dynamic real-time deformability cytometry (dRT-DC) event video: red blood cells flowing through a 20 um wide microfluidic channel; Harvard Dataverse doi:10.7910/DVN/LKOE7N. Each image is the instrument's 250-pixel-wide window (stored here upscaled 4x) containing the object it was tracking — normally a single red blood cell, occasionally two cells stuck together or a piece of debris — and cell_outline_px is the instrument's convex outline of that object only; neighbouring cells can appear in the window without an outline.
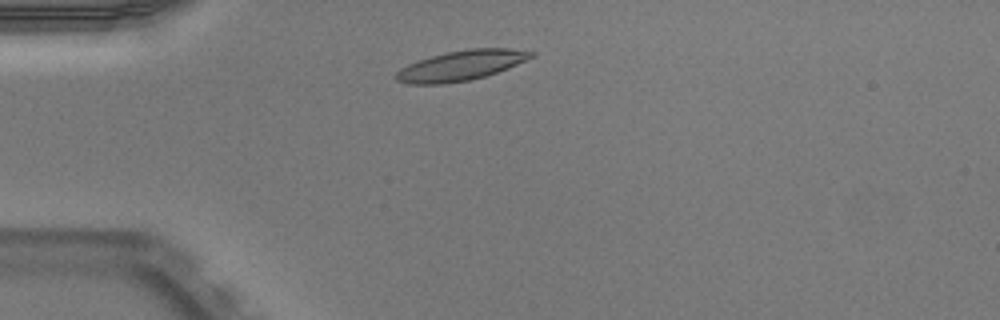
{"species": "Egyptian fruit bat (a non-hibernating species)", "species_latin": "Rousettus aegyptiacus", "temperature_condition": "warm", "stored_images_in_passage": 39, "camera_frame_rate_fps": 3000, "um_per_image_px": 0.085, "animal": {"sex": "male"}, "frame": {"image": 1, "passage_image": 1, "time_ms": 0.0, "image_size_px": [1000, 320], "cell_outline_px": [[536, 56], [508, 68], [484, 76], [468, 80], [440, 84], [408, 84], [396, 80], [392, 76], [400, 68], [408, 64], [432, 56], [448, 52], [468, 48], [508, 48], [536, 52]], "centroid_in_image_um": [39.19, 5.56], "position_along_channel_um": 45.8, "area_um2": 23.58}}
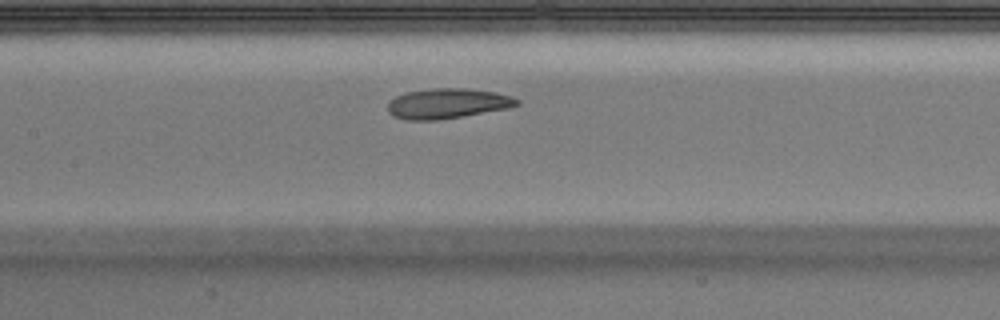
{"frame": {"image": 2, "passage_image": 12, "time_ms": 3.667, "image_size_px": [1000, 320], "cell_outline_px": [[520, 104], [508, 108], [436, 120], [404, 120], [392, 116], [388, 112], [388, 104], [396, 96], [408, 92], [432, 88], [468, 88], [496, 92], [512, 96], [520, 100]], "centroid_in_image_um": [38.04, 8.79], "position_along_channel_um": 169.4, "area_um2": 22.6}, "authors_computed_cell_mechanics": {"area_um2": 23.0622, "velocity_mm_per_s": 3.9289, "shape_relaxation_time_tau1_ms": 3.0805, "shape_relaxation_time_tau2_ms": 3.8128, "deformation_change_tau1": 0.1539, "deformation_change_tau2": 0.1135}}